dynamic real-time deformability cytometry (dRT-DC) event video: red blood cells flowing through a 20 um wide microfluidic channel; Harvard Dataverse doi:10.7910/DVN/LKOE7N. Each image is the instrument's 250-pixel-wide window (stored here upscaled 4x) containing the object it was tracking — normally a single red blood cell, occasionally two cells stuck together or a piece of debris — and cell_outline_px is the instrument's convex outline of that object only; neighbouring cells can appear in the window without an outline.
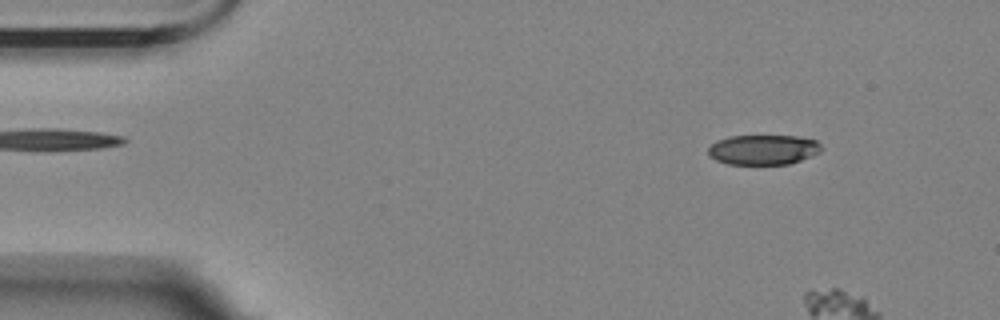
{"species": "Egyptian fruit bat (a non-hibernating species)", "species_latin": "Rousettus aegyptiacus", "temperature_condition": "room temperature", "stored_images_in_passage": 9, "camera_frame_rate_fps": 3000, "um_per_image_px": 0.085, "animal": {"sex": "female"}, "frame": {"image": 1, "passage_image": 6, "time_ms": 1.667, "image_size_px": [1000, 320], "cell_outline_px": [[820, 152], [812, 156], [788, 164], [728, 164], [716, 160], [708, 156], [708, 148], [716, 140], [728, 136], [796, 136], [816, 140], [820, 144]], "centroid_in_image_um": [64.84, 12.72], "position_along_channel_um": 20.2, "area_um2": 19.77}}